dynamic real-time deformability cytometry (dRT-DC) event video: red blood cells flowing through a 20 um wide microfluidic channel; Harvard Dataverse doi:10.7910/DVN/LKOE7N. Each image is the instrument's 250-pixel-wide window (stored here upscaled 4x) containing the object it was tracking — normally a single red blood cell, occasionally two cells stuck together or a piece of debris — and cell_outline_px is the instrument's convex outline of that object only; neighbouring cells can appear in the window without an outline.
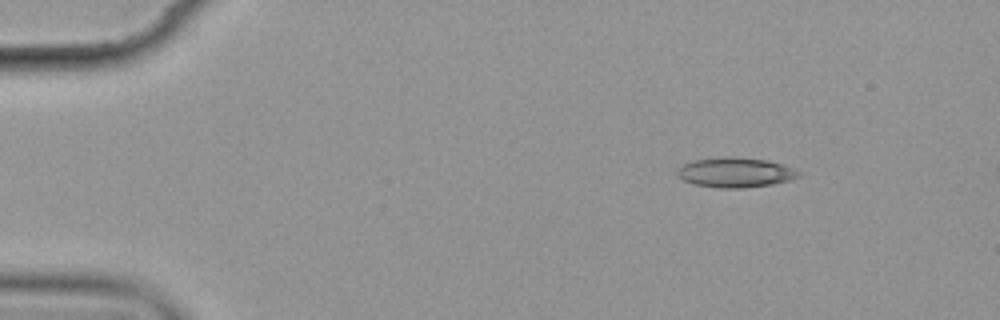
{"species": "common noctule bat (a hibernating species)", "species_latin": "Nyctalus noctula", "temperature_condition": "cold", "stored_images_in_passage": 4, "camera_frame_rate_fps": 3000, "um_per_image_px": 0.085, "animal": {"sex": "female", "body_mass_g": 19.9}, "frame": {"image": 1, "passage_image": 4, "time_ms": 3.667, "image_size_px": [1000, 320], "cell_outline_px": [[804, 172], [800, 176], [788, 180], [772, 184], [744, 188], [720, 188], [692, 184], [676, 176], [676, 172], [684, 164], [692, 160], [724, 156], [768, 160], [784, 164]], "centroid_in_image_um": [62.53, 14.65], "position_along_channel_um": 22.5, "area_um2": 21.33}}